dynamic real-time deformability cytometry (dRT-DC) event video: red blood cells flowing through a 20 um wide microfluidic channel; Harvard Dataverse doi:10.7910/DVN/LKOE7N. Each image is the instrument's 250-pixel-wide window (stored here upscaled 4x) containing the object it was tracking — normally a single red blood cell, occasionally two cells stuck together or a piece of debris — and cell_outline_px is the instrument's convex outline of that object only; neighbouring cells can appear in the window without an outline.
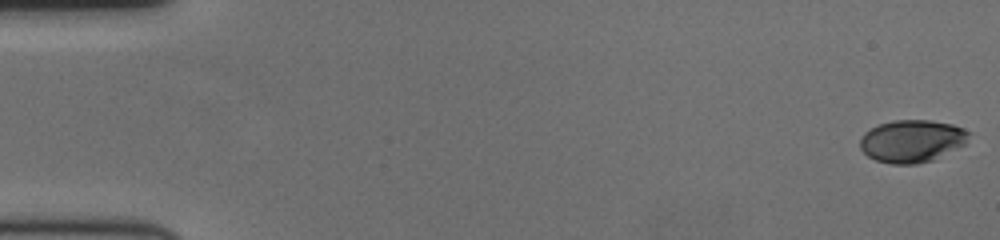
{"species": "human", "species_latin": "Homo sapiens", "temperature_condition": "cold", "stored_images_in_passage": 60, "camera_frame_rate_fps": 3000, "um_per_image_px": 0.085, "donor": {"sex": "female"}, "frame": {"image": 1, "passage_image": 1, "time_ms": 0.0, "image_size_px": [1000, 240], "cell_outline_px": [[972, 132], [964, 144], [932, 160], [916, 164], [892, 164], [876, 160], [868, 156], [860, 148], [860, 140], [864, 132], [876, 124], [892, 120], [932, 120], [952, 124], [964, 128]], "centroid_in_image_um": [77.5, 11.97], "position_along_channel_um": 7.5, "area_um2": 27.05}}
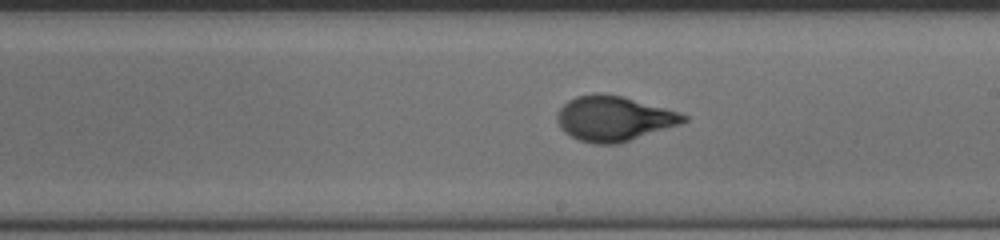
{"frame": {"image": 2, "passage_image": 35, "time_ms": 11.333, "image_size_px": [1000, 240], "cell_outline_px": [[688, 120], [680, 124], [616, 144], [596, 144], [580, 140], [564, 132], [560, 128], [556, 120], [556, 112], [568, 100], [576, 96], [596, 92], [600, 92], [624, 96], [680, 112], [688, 116]], "centroid_in_image_um": [52.15, 10.05], "position_along_channel_um": 236.8, "area_um2": 33.23}}
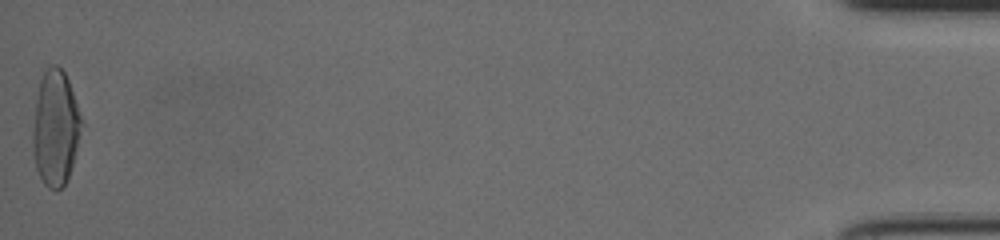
{"frame": {"image": 3, "passage_image": 60, "time_ms": 19.667, "image_size_px": [1000, 240], "cell_outline_px": [[84, 124], [72, 164], [68, 176], [64, 184], [56, 192], [48, 188], [44, 184], [36, 168], [32, 152], [32, 132], [36, 100], [40, 80], [44, 68], [52, 64], [56, 64], [64, 72], [68, 80], [84, 120]], "centroid_in_image_um": [4.72, 10.87], "position_along_channel_um": 430.5, "area_um2": 33.18}, "authors_computed_cell_mechanics": {"area_um2": 31.7322, "velocity_mm_per_s": 3.5191, "shape_relaxation_time_tau1_ms": 4.3411, "shape_relaxation_time_tau2_ms": null, "deformation_change_tau1": 0.1973, "deformation_change_tau2": null}}